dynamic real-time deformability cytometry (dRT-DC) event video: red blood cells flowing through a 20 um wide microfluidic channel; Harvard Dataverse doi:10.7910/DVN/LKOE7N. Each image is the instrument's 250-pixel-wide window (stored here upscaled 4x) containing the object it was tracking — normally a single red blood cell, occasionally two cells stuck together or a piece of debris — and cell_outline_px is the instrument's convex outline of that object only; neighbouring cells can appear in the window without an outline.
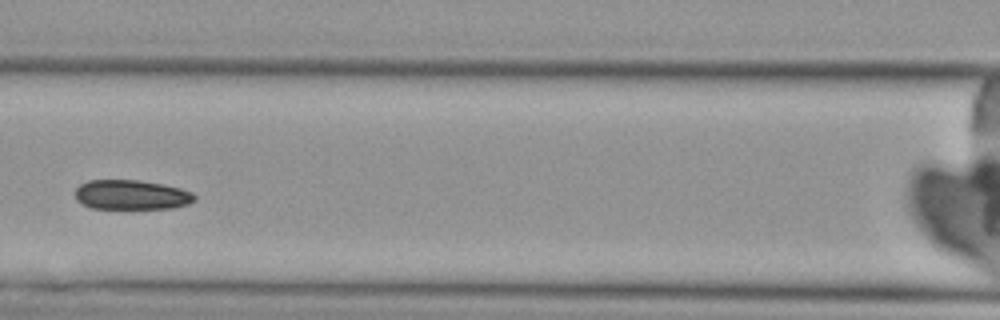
{"species": "Egyptian fruit bat (a non-hibernating species)", "species_latin": "Rousettus aegyptiacus", "temperature_condition": "cold", "stored_images_in_passage": 4, "camera_frame_rate_fps": 3000, "um_per_image_px": 0.085, "animal": {"sex": "female"}, "frame": {"image": 1, "passage_image": 4, "time_ms": 3.333, "image_size_px": [1000, 320], "cell_outline_px": [[196, 200], [188, 204], [172, 208], [92, 208], [76, 200], [76, 188], [80, 184], [88, 180], [140, 180], [164, 184], [180, 188], [192, 192], [196, 196]], "centroid_in_image_um": [11.2, 16.55], "position_along_channel_um": 155.4, "area_um2": 20.63}}